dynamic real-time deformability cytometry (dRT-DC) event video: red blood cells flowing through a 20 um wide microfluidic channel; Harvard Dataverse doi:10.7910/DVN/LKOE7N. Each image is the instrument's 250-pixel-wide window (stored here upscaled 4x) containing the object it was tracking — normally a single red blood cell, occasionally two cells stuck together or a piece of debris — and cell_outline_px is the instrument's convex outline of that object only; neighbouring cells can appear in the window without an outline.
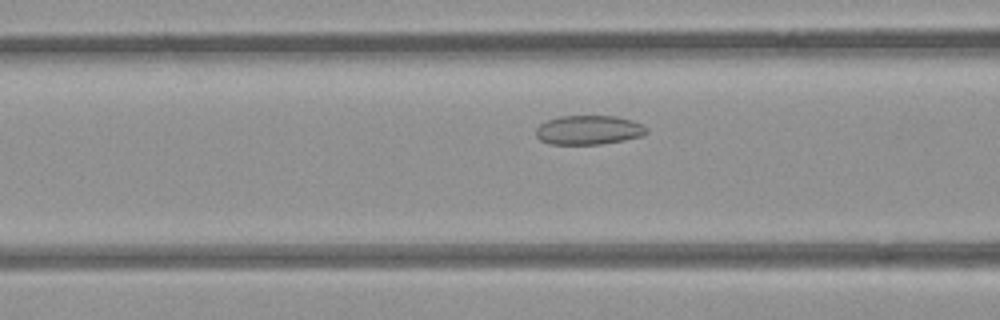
{"species": "common noctule bat (a hibernating species)", "species_latin": "Nyctalus noctula", "temperature_condition": "room temperature", "stored_images_in_passage": 15, "camera_frame_rate_fps": 3000, "um_per_image_px": 0.085, "animal": {"sex": "female", "body_mass_g": 21.9}, "frame": {"image": 1, "passage_image": 13, "time_ms": 4.0, "image_size_px": [1000, 320], "cell_outline_px": [[648, 132], [640, 136], [624, 140], [600, 144], [548, 144], [540, 140], [536, 136], [536, 128], [540, 124], [548, 120], [560, 116], [616, 116], [632, 120], [648, 128]], "centroid_in_image_um": [50.02, 11.05], "position_along_channel_um": 116.6, "area_um2": 18.79}}